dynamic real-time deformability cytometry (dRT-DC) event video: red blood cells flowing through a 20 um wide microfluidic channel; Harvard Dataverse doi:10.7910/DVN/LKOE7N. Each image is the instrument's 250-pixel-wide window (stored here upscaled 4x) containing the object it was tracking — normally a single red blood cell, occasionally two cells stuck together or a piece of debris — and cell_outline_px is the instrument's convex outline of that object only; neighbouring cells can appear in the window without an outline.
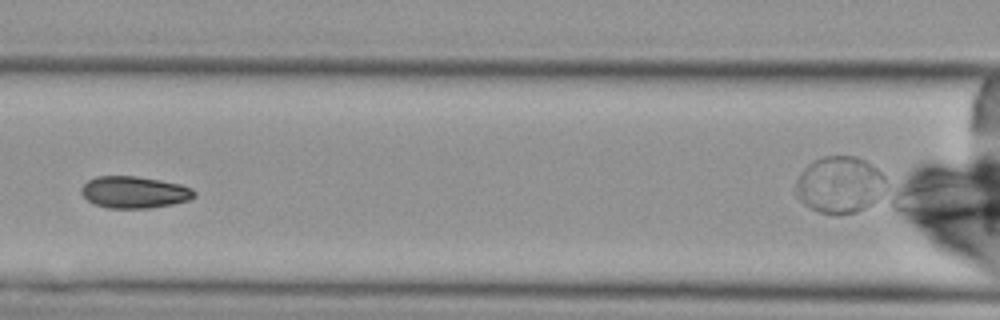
{"species": "Egyptian fruit bat (a non-hibernating species)", "species_latin": "Rousettus aegyptiacus", "temperature_condition": "cold", "stored_images_in_passage": 8, "camera_frame_rate_fps": 3000, "um_per_image_px": 0.085, "animal": {"sex": "female"}, "frame": {"image": 1, "passage_image": 6, "time_ms": 6.333, "image_size_px": [1000, 320], "cell_outline_px": [[196, 196], [188, 200], [172, 204], [148, 208], [108, 208], [96, 204], [88, 200], [80, 192], [80, 188], [88, 180], [96, 176], [136, 176], [160, 180], [180, 184], [192, 188], [196, 192]], "centroid_in_image_um": [11.42, 16.33], "position_along_channel_um": 155.2, "area_um2": 20.92}}